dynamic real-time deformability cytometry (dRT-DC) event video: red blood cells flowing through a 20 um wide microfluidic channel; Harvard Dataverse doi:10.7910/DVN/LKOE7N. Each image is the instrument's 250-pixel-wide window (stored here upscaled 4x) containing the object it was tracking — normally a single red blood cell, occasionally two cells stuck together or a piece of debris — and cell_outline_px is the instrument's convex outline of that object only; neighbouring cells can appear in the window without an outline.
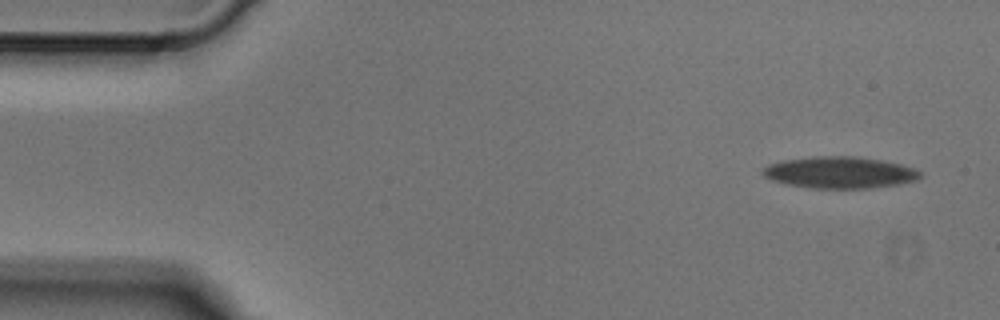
{"species": "Egyptian fruit bat (a non-hibernating species)", "species_latin": "Rousettus aegyptiacus", "temperature_condition": "cold", "stored_images_in_passage": 5, "camera_frame_rate_fps": 3000, "um_per_image_px": 0.085, "animal": {"sex": "male"}, "frame": {"image": 1, "passage_image": 1, "time_ms": 0.0, "image_size_px": [1000, 320], "cell_outline_px": [[924, 176], [916, 180], [900, 184], [868, 188], [812, 188], [788, 184], [772, 180], [764, 176], [760, 172], [768, 164], [784, 160], [812, 156], [856, 156], [880, 160], [900, 164], [912, 168], [920, 172]], "centroid_in_image_um": [71.37, 14.66], "position_along_channel_um": 13.6, "area_um2": 28.96}}
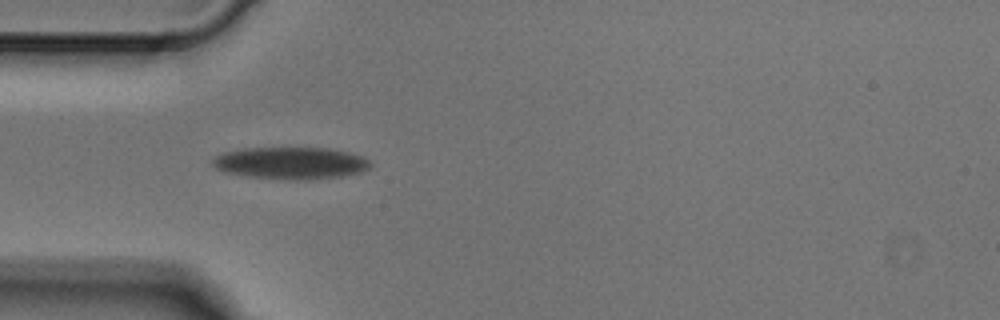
{"frame": {"image": 2, "passage_image": 4, "time_ms": 1.0, "image_size_px": [1000, 320], "cell_outline_px": [[372, 164], [368, 168], [360, 172], [340, 176], [308, 180], [300, 180], [252, 176], [224, 172], [216, 168], [212, 164], [212, 160], [216, 156], [224, 152], [244, 148], [328, 148], [348, 152], [364, 156]], "centroid_in_image_um": [24.73, 13.85], "position_along_channel_um": 60.3, "area_um2": 29.19}}
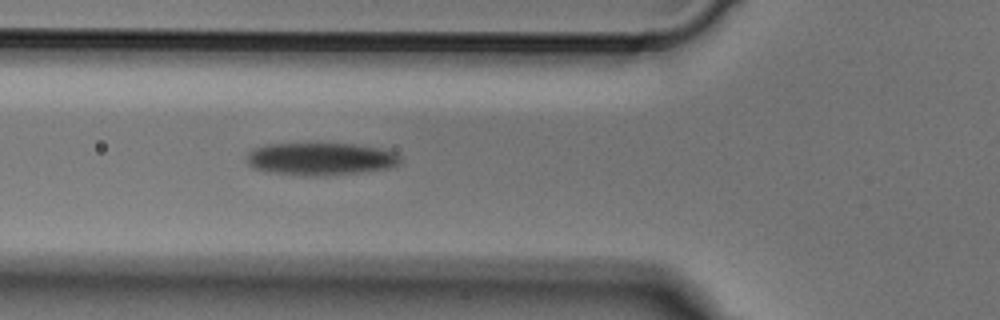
{"frame": {"image": 3, "passage_image": 5, "time_ms": 1.333, "image_size_px": [1000, 320], "cell_outline_px": [[400, 164], [388, 168], [360, 172], [316, 176], [276, 172], [252, 168], [244, 160], [244, 156], [252, 148], [264, 144], [356, 144], [380, 148], [396, 152], [400, 156]], "centroid_in_image_um": [27.22, 13.49], "position_along_channel_um": 98.6, "area_um2": 29.07}}